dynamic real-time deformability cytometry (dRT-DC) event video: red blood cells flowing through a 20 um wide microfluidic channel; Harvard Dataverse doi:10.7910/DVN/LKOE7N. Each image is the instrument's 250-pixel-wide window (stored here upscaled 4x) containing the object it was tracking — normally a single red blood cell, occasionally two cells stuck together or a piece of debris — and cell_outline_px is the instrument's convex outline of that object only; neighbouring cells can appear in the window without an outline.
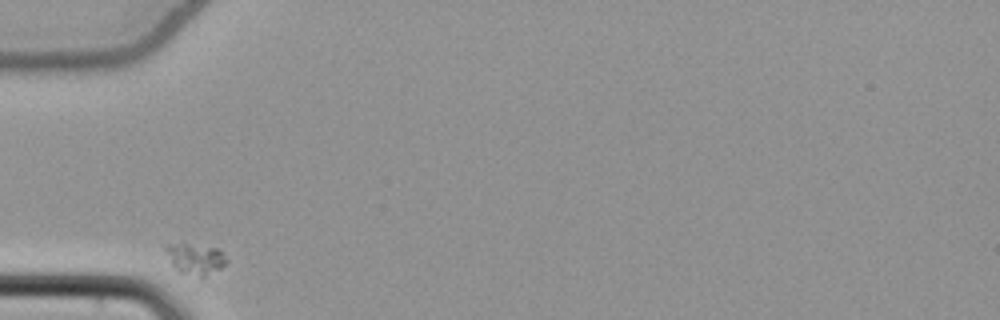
{"species": "common noctule bat (a hibernating species)", "species_latin": "Nyctalus noctula", "temperature_condition": "cold", "stored_images_in_passage": 29, "camera_frame_rate_fps": 3000, "um_per_image_px": 0.085, "animal": {"sex": "female", "body_mass_g": 22.7, "forearm_length_mm": 54.2}, "frame": {"image": 1, "passage_image": 1, "time_ms": 0.0, "image_size_px": [1000, 320], "cell_outline_px": [[224, 264], [220, 268], [204, 276], [200, 276], [180, 272], [172, 264], [164, 248], [168, 244], [188, 244], [216, 248], [224, 252]], "centroid_in_image_um": [16.58, 21.99], "position_along_channel_um": 68.4, "area_um2": 10.4}}